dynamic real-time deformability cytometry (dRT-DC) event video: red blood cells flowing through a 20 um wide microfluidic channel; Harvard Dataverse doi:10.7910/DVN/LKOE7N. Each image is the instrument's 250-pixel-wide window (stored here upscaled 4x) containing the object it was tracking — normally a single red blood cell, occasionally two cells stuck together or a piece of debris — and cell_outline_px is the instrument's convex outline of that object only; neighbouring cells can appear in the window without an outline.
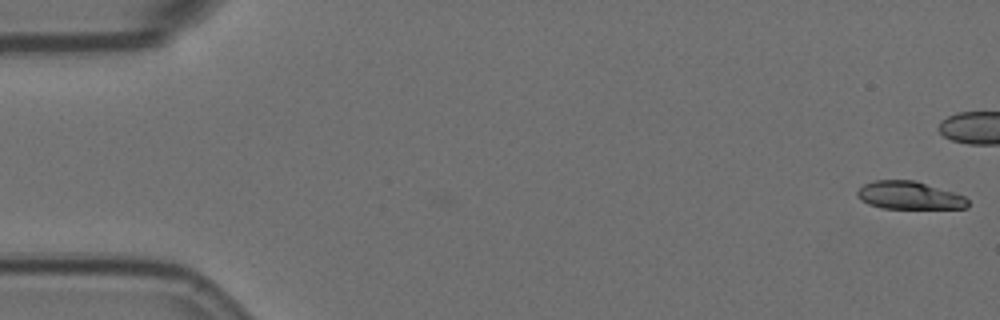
{"species": "Egyptian fruit bat (a non-hibernating species)", "species_latin": "Rousettus aegyptiacus", "temperature_condition": "room temperature", "stored_images_in_passage": 10, "camera_frame_rate_fps": 3000, "um_per_image_px": 0.085, "animal": {"sex": "female"}, "frame": {"image": 1, "passage_image": 1, "time_ms": 0.0, "image_size_px": [1000, 320], "cell_outline_px": [[968, 208], [880, 208], [868, 204], [860, 200], [856, 196], [856, 192], [864, 184], [876, 180], [916, 180], [964, 196], [968, 200]], "centroid_in_image_um": [77.25, 16.61], "position_along_channel_um": 7.7, "area_um2": 17.92}}
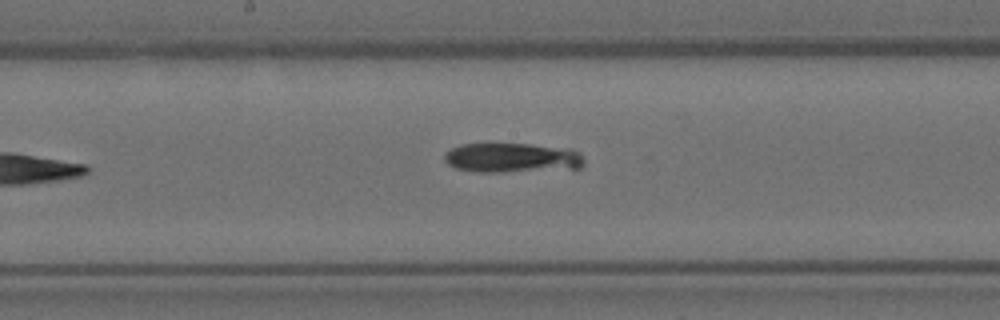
{"frame": {"image": 2, "passage_image": 10, "time_ms": 3.0, "image_size_px": [1000, 320], "cell_outline_px": [[584, 164], [580, 168], [504, 172], [476, 172], [456, 168], [448, 164], [444, 160], [444, 156], [452, 148], [460, 144], [528, 144], [572, 148], [580, 152], [584, 156]], "centroid_in_image_um": [43.58, 13.41], "position_along_channel_um": 204.6, "area_um2": 24.28}}